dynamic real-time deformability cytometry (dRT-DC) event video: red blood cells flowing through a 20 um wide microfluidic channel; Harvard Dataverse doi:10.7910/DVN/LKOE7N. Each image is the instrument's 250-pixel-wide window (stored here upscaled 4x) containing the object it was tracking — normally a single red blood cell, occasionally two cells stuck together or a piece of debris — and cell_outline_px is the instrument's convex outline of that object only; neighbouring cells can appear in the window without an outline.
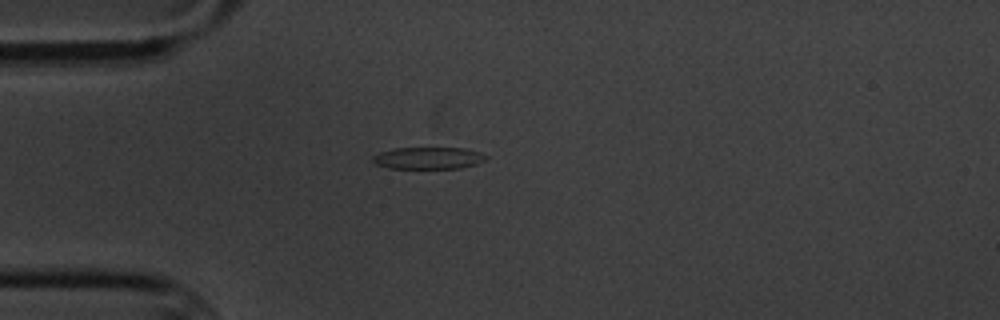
{"species": "common noctule bat (a hibernating species)", "species_latin": "Nyctalus noctula", "temperature_condition": "cold", "stored_images_in_passage": 6, "camera_frame_rate_fps": 3000, "um_per_image_px": 0.085, "animal": {"sex": "male", "body_mass_g": 20.1, "forearm_length_mm": 53.5}, "frame": {"image": 1, "passage_image": 6, "time_ms": 6.0, "image_size_px": [1000, 320], "cell_outline_px": [[488, 156], [484, 160], [476, 164], [460, 168], [388, 168], [376, 164], [372, 160], [372, 156], [380, 152], [396, 148], [468, 148], [480, 152]], "centroid_in_image_um": [36.42, 13.43], "position_along_channel_um": 48.6, "area_um2": 14.45}}